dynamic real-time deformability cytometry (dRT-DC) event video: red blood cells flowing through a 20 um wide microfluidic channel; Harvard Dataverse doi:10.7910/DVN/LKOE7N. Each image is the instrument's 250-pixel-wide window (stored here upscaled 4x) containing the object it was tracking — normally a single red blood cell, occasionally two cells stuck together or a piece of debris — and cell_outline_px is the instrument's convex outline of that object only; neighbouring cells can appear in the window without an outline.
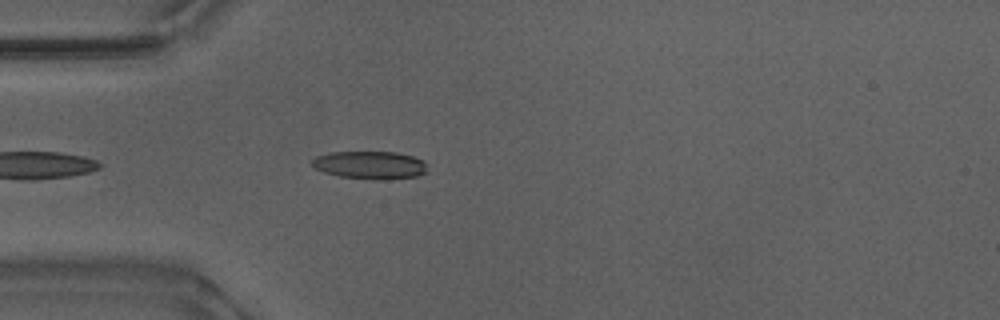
{"species": "Egyptian fruit bat (a non-hibernating species)", "species_latin": "Rousettus aegyptiacus", "temperature_condition": "warm", "stored_images_in_passage": 42, "camera_frame_rate_fps": 3000, "um_per_image_px": 0.085, "animal": {"sex": "male"}, "frame": {"image": 1, "passage_image": 4, "time_ms": 1.0, "image_size_px": [1000, 320], "cell_outline_px": [[428, 172], [416, 176], [388, 180], [376, 180], [340, 176], [324, 172], [316, 168], [312, 164], [312, 160], [316, 156], [332, 152], [396, 152], [412, 156], [424, 160]], "centroid_in_image_um": [31.5, 14.03], "position_along_channel_um": 53.5, "area_um2": 18.79}}
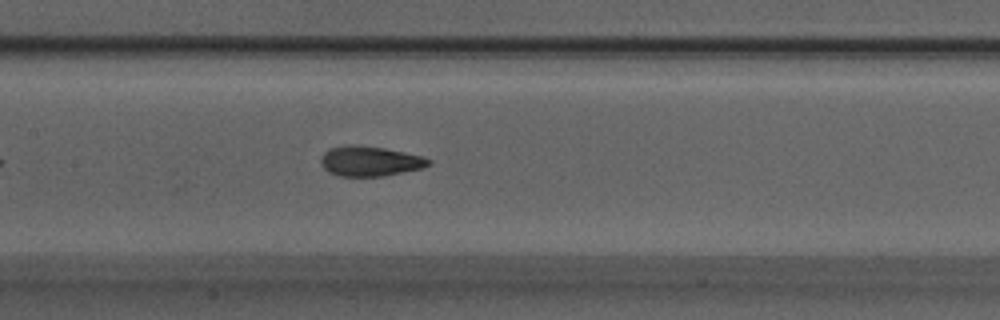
{"frame": {"image": 2, "passage_image": 14, "time_ms": 4.333, "image_size_px": [1000, 320], "cell_outline_px": [[432, 164], [424, 168], [384, 176], [340, 176], [328, 172], [320, 164], [320, 156], [328, 148], [344, 144], [352, 144], [384, 148], [424, 156], [432, 160]], "centroid_in_image_um": [31.44, 13.69], "position_along_channel_um": 176.0, "area_um2": 19.25}}
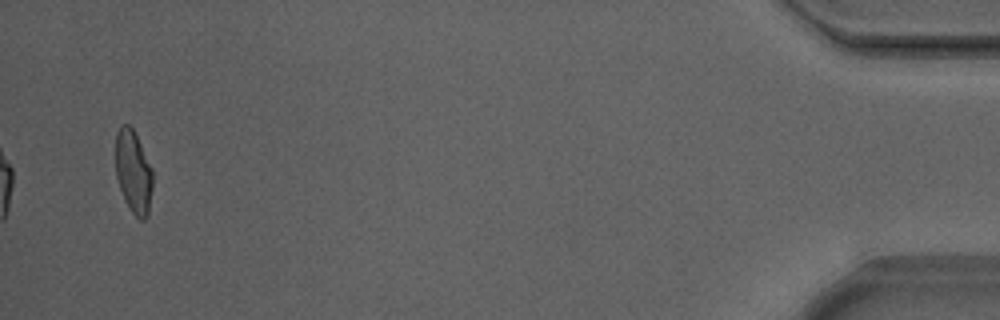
{"frame": {"image": 3, "passage_image": 40, "time_ms": 13.0, "image_size_px": [1000, 320], "cell_outline_px": [[152, 188], [148, 216], [144, 220], [140, 220], [132, 212], [124, 200], [116, 176], [116, 132], [124, 124], [128, 124], [132, 128], [152, 168]], "centroid_in_image_um": [11.34, 14.65], "position_along_channel_um": 423.9, "area_um2": 17.74}, "authors_computed_cell_mechanics": {"area_um2": 18.6116, "velocity_mm_per_s": 3.8846, "shape_relaxation_time_tau1_ms": 3.2539, "shape_relaxation_time_tau2_ms": 0.9239, "deformation_change_tau1": 0.162, "deformation_change_tau2": 0.0851}}